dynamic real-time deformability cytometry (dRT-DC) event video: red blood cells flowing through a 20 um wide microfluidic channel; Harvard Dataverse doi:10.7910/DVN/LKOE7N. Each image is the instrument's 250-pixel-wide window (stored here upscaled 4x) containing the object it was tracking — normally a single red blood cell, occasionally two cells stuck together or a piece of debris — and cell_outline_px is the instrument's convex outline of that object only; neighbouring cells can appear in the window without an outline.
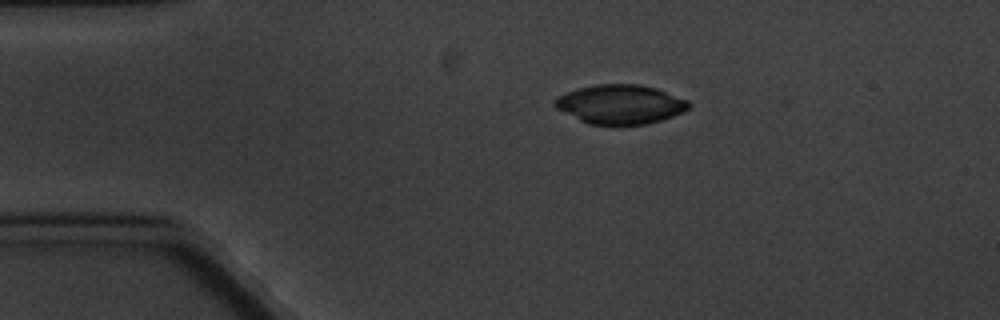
{"species": "common noctule bat (a hibernating species)", "species_latin": "Nyctalus noctula", "temperature_condition": "cold", "stored_images_in_passage": 3, "camera_frame_rate_fps": 3000, "um_per_image_px": 0.085, "animal": {"sex": "male", "body_mass_g": 20.1, "forearm_length_mm": 53.5}, "frame": {"image": 1, "passage_image": 2, "time_ms": 1.333, "image_size_px": [1000, 320], "cell_outline_px": [[692, 104], [684, 112], [660, 120], [644, 124], [588, 124], [556, 108], [552, 104], [552, 100], [556, 96], [580, 88], [596, 84], [640, 84], [656, 88], [688, 100]], "centroid_in_image_um": [52.72, 8.85], "position_along_channel_um": 32.3, "area_um2": 30.46}}